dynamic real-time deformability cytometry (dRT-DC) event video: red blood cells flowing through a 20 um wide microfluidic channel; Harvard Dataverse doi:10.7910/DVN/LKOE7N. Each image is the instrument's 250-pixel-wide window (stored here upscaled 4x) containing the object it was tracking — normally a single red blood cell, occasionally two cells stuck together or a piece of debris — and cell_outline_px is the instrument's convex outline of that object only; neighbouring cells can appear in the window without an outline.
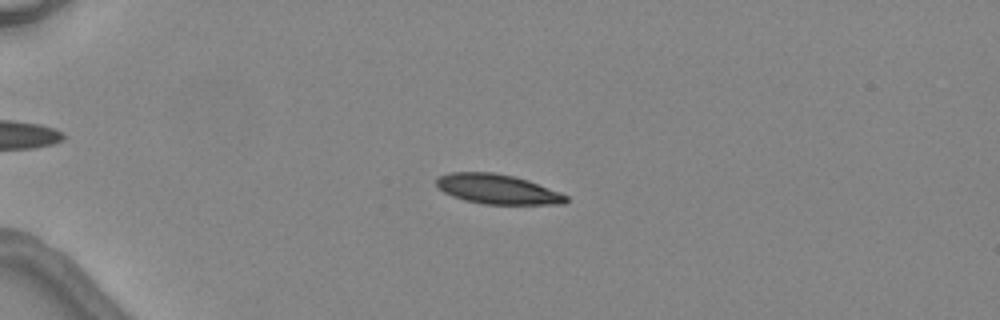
{"species": "common noctule bat (a hibernating species)", "species_latin": "Nyctalus noctula", "temperature_condition": "warm", "stored_images_in_passage": 6, "camera_frame_rate_fps": 3000, "um_per_image_px": 0.085, "animal": {"sex": "female", "body_mass_g": 24.6, "forearm_length_mm": 56.2}, "frame": {"image": 1, "passage_image": 4, "time_ms": 6.667, "image_size_px": [1000, 320], "cell_outline_px": [[568, 200], [564, 204], [484, 204], [464, 200], [452, 196], [444, 192], [436, 184], [436, 180], [440, 176], [448, 172], [492, 172], [512, 176], [528, 180], [560, 192], [568, 196]], "centroid_in_image_um": [42.29, 16.08], "position_along_channel_um": 42.7, "area_um2": 22.37}}